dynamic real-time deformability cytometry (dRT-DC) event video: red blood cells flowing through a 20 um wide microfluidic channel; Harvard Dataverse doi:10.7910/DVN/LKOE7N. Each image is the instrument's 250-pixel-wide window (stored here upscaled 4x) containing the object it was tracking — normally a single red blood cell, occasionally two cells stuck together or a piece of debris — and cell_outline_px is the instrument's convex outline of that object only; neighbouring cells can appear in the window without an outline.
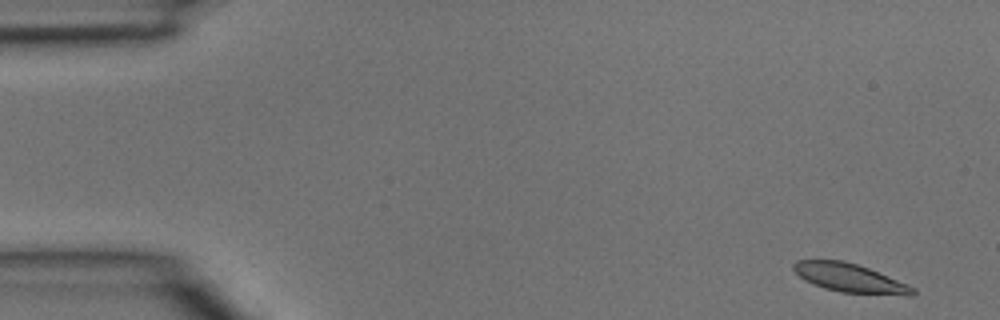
{"species": "common noctule bat (a hibernating species)", "species_latin": "Nyctalus noctula", "temperature_condition": "room temperature", "stored_images_in_passage": 4, "segment_of_instrument_passage": [1, 2], "camera_frame_rate_fps": 3000, "um_per_image_px": 0.085, "animal": {"sex": "male", "body_mass_g": 15.6}, "frame": {"image": 1, "passage_image": 1, "time_ms": 0.0, "image_size_px": [1000, 320], "cell_outline_px": [[916, 292], [912, 296], [908, 296], [840, 292], [824, 288], [812, 284], [804, 280], [792, 268], [792, 264], [796, 260], [844, 260], [868, 268], [908, 284], [916, 288]], "centroid_in_image_um": [72.25, 23.64], "position_along_channel_um": 12.7, "area_um2": 20.06}}